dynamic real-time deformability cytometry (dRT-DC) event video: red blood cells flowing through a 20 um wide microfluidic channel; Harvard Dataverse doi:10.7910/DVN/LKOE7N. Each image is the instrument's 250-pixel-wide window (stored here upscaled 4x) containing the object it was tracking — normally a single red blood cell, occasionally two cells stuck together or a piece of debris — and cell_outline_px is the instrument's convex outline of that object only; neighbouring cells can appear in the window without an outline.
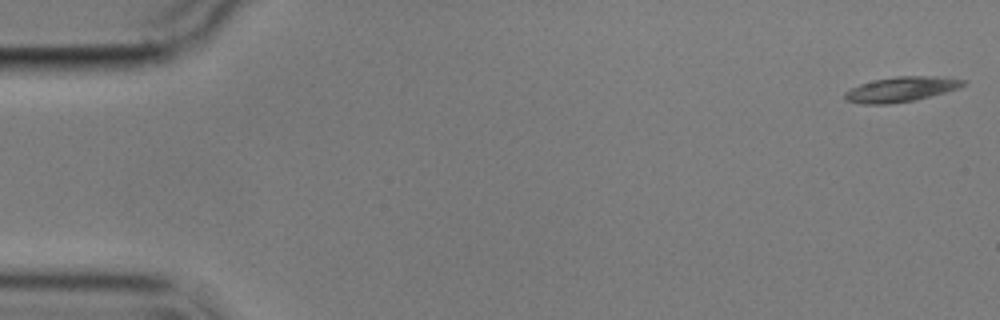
{"species": "common noctule bat (a hibernating species)", "species_latin": "Nyctalus noctula", "temperature_condition": "cold", "stored_images_in_passage": 5, "camera_frame_rate_fps": 3000, "um_per_image_px": 0.085, "animal": {"sex": "male", "body_mass_g": 17.9}, "frame": {"image": 1, "passage_image": 1, "time_ms": 0.0, "image_size_px": [1000, 320], "cell_outline_px": [[968, 80], [964, 84], [956, 88], [944, 92], [916, 100], [888, 104], [864, 104], [844, 100], [844, 92], [860, 84], [876, 80], [896, 76], [936, 76]], "centroid_in_image_um": [76.57, 7.59], "position_along_channel_um": 8.4, "area_um2": 17.05}}
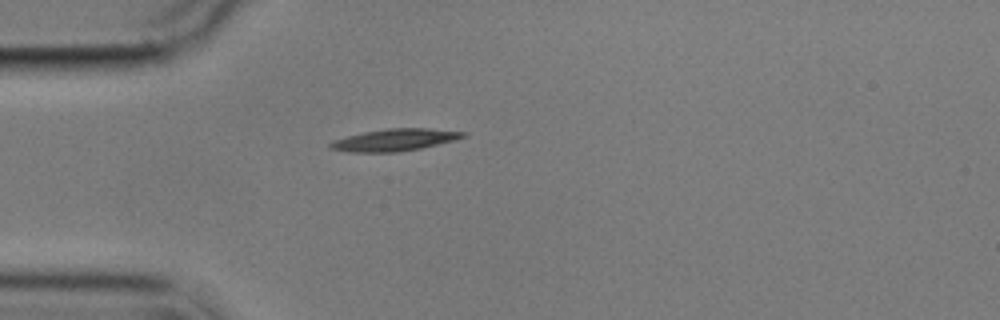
{"frame": {"image": 2, "passage_image": 5, "time_ms": 4.667, "image_size_px": [1000, 320], "cell_outline_px": [[468, 136], [420, 148], [400, 152], [348, 152], [328, 148], [328, 144], [332, 140], [364, 132], [388, 128], [424, 128], [468, 132]], "centroid_in_image_um": [33.51, 11.89], "position_along_channel_um": 51.5, "area_um2": 16.99}}